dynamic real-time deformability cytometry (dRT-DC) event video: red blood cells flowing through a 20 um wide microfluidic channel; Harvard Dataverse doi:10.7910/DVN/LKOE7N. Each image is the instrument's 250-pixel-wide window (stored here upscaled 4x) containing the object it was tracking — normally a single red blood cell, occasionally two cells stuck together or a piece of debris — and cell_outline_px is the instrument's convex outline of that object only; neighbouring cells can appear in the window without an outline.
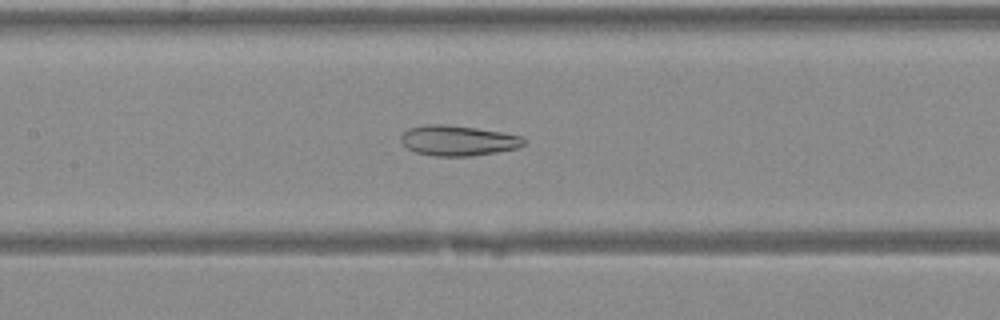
{"species": "Egyptian fruit bat (a non-hibernating species)", "species_latin": "Rousettus aegyptiacus", "temperature_condition": "warm", "stored_images_in_passage": 42, "camera_frame_rate_fps": 3000, "um_per_image_px": 0.085, "animal": {"sex": "female"}, "frame": {"image": 1, "passage_image": 21, "time_ms": 6.667, "image_size_px": [1000, 320], "cell_outline_px": [[524, 144], [516, 148], [496, 152], [472, 156], [436, 156], [416, 152], [408, 148], [400, 140], [400, 136], [408, 128], [428, 124], [436, 124], [476, 128], [500, 132], [520, 136], [524, 140]], "centroid_in_image_um": [38.89, 11.95], "position_along_channel_um": 168.5, "area_um2": 21.33}}
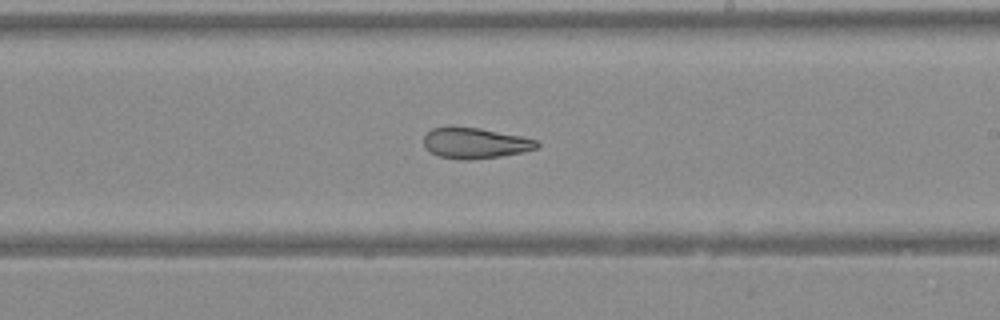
{"frame": {"image": 2, "passage_image": 26, "time_ms": 8.333, "image_size_px": [1000, 320], "cell_outline_px": [[540, 144], [536, 148], [524, 152], [500, 156], [468, 160], [460, 160], [436, 156], [424, 148], [424, 136], [432, 128], [448, 124], [480, 128], [520, 136], [536, 140]], "centroid_in_image_um": [40.3, 12.14], "position_along_channel_um": 248.7, "area_um2": 20.75}}
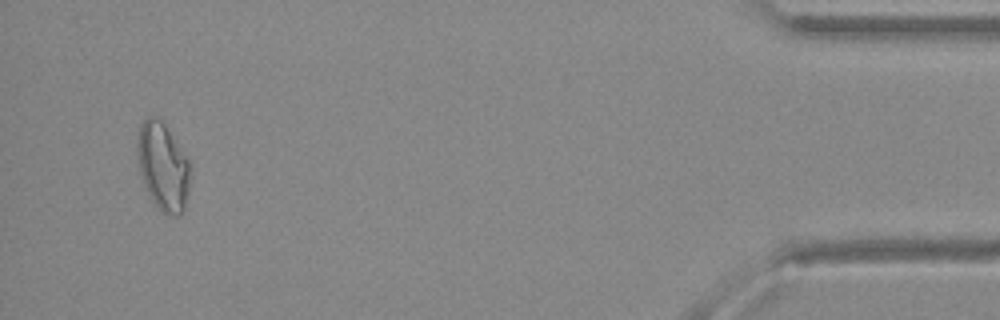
{"frame": {"image": 3, "passage_image": 41, "time_ms": 13.333, "image_size_px": [1000, 320], "cell_outline_px": [[188, 192], [184, 212], [180, 216], [168, 216], [160, 212], [152, 200], [144, 184], [140, 172], [136, 152], [136, 144], [140, 124], [148, 116], [160, 116], [188, 160]], "centroid_in_image_um": [13.82, 14.16], "position_along_channel_um": 421.4, "area_um2": 27.17}}